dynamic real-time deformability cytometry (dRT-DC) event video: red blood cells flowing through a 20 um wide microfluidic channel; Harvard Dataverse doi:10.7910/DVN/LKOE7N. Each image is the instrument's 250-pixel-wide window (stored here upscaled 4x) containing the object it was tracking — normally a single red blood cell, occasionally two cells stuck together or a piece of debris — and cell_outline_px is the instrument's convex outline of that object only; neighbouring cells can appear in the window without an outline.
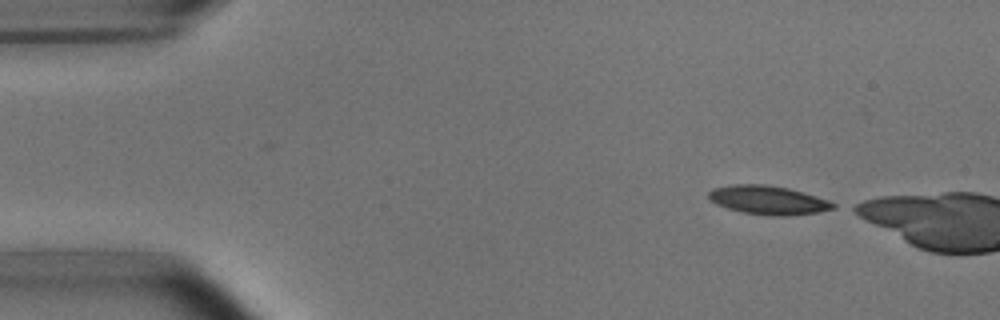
{"species": "common noctule bat (a hibernating species)", "species_latin": "Nyctalus noctula", "temperature_condition": "room temperature", "stored_images_in_passage": 4, "camera_frame_rate_fps": 3000, "um_per_image_px": 0.085, "animal": {"sex": "male", "body_mass_g": 15.6}, "frame": {"image": 1, "passage_image": 1, "time_ms": 0.0, "image_size_px": [1000, 320], "cell_outline_px": [[836, 208], [820, 212], [784, 216], [772, 216], [744, 212], [728, 208], [716, 204], [708, 200], [708, 192], [712, 188], [732, 184], [764, 184], [788, 188], [816, 196], [828, 200], [836, 204]], "centroid_in_image_um": [65.27, 17.0], "position_along_channel_um": 19.7, "area_um2": 20.92}}